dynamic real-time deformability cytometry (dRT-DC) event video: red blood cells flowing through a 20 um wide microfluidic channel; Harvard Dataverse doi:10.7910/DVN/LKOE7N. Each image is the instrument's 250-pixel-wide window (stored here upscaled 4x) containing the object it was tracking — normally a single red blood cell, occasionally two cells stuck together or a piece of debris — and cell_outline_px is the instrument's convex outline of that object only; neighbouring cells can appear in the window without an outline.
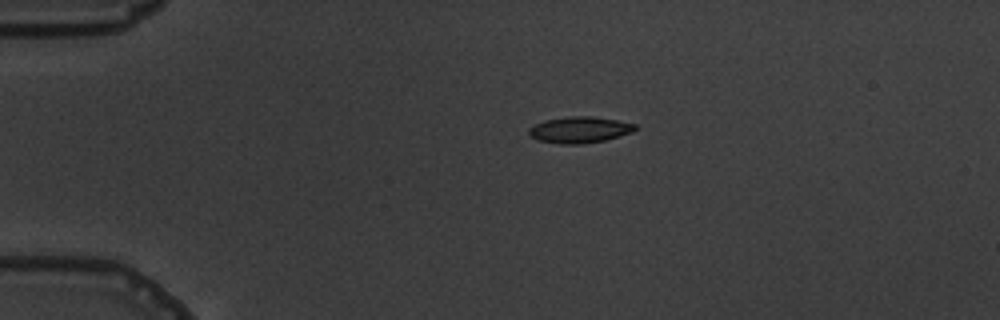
{"species": "common noctule bat (a hibernating species)", "species_latin": "Nyctalus noctula", "temperature_condition": "warm", "stored_images_in_passage": 4, "camera_frame_rate_fps": 3000, "um_per_image_px": 0.085, "animal": {"sex": "male", "body_mass_g": 19.5, "forearm_length_mm": 54.6}, "frame": {"image": 1, "passage_image": 1, "time_ms": 0.0, "image_size_px": [1000, 320], "cell_outline_px": [[636, 128], [632, 132], [620, 136], [604, 140], [584, 144], [560, 144], [540, 140], [528, 136], [528, 128], [544, 120], [568, 116], [592, 116], [616, 120], [636, 124]], "centroid_in_image_um": [49.24, 11.03], "position_along_channel_um": 35.8, "area_um2": 16.3}}
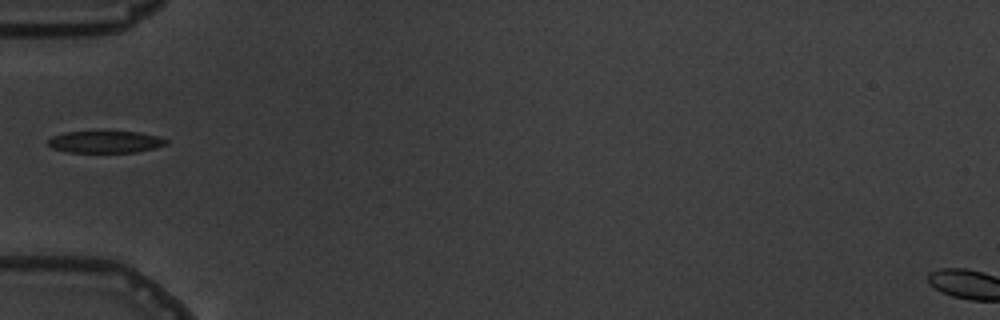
{"frame": {"image": 2, "passage_image": 3, "time_ms": 2.333, "image_size_px": [1000, 320], "cell_outline_px": [[168, 144], [156, 148], [136, 152], [68, 152], [52, 148], [48, 144], [48, 140], [52, 136], [64, 132], [96, 128], [100, 128], [140, 132], [156, 136], [168, 140]], "centroid_in_image_um": [8.94, 12.0], "position_along_channel_um": 76.1, "area_um2": 16.18}}